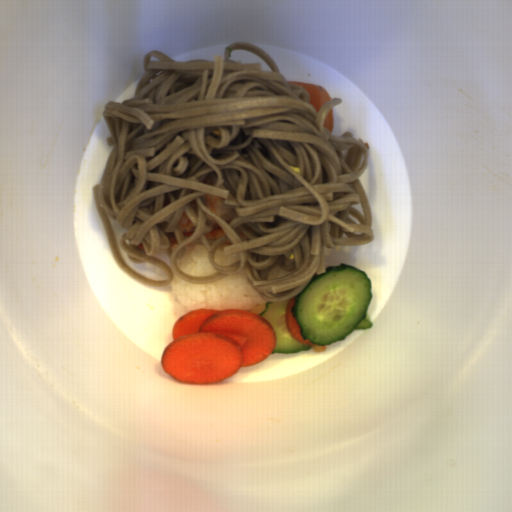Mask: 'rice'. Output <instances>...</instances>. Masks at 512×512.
Here are the masks:
<instances>
[{"label":"rice","mask_w":512,"mask_h":512,"mask_svg":"<svg viewBox=\"0 0 512 512\" xmlns=\"http://www.w3.org/2000/svg\"><path fill=\"white\" fill-rule=\"evenodd\" d=\"M172 275L170 290L188 311L237 309L259 315L266 309L268 301L248 282L245 269L236 274H228L216 282L204 284H193L174 273Z\"/></svg>","instance_id":"1"},{"label":"rice","mask_w":512,"mask_h":512,"mask_svg":"<svg viewBox=\"0 0 512 512\" xmlns=\"http://www.w3.org/2000/svg\"><path fill=\"white\" fill-rule=\"evenodd\" d=\"M175 263L178 269L192 277L202 278L218 273L209 262L205 246H185L183 257L176 259Z\"/></svg>","instance_id":"2"},{"label":"rice","mask_w":512,"mask_h":512,"mask_svg":"<svg viewBox=\"0 0 512 512\" xmlns=\"http://www.w3.org/2000/svg\"><path fill=\"white\" fill-rule=\"evenodd\" d=\"M241 258L238 253L224 254V249H216L214 252V262L218 265L228 266L236 263Z\"/></svg>","instance_id":"3"}]
</instances>
